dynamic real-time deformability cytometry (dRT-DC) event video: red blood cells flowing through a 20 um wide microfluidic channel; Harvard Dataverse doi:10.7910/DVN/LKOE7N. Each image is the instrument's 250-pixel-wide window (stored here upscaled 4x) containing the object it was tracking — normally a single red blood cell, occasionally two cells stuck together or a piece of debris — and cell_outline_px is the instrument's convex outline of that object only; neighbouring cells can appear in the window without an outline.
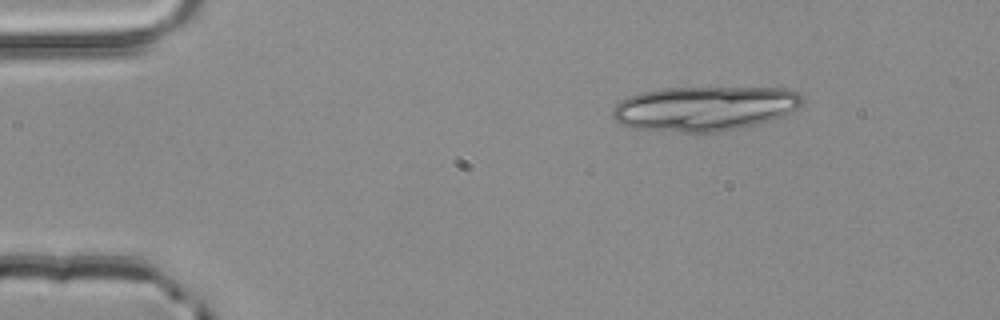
{"species": "common noctule bat (a hibernating species)", "species_latin": "Nyctalus noctula", "temperature_condition": "room temperature", "stored_images_in_passage": 2, "camera_frame_rate_fps": 3000, "um_per_image_px": 0.085, "animal": {"sex": "male", "body_mass_g": 20.4}, "frame": {"image": 1, "passage_image": 2, "time_ms": 0.333, "image_size_px": [1000, 320], "cell_outline_px": [[804, 104], [800, 108], [784, 116], [760, 124], [720, 132], [684, 132], [628, 128], [620, 124], [612, 116], [612, 108], [620, 100], [628, 96], [640, 92], [660, 88], [784, 88], [796, 92], [804, 96]], "centroid_in_image_um": [59.91, 9.22], "position_along_channel_um": 25.1, "area_um2": 50.05}}